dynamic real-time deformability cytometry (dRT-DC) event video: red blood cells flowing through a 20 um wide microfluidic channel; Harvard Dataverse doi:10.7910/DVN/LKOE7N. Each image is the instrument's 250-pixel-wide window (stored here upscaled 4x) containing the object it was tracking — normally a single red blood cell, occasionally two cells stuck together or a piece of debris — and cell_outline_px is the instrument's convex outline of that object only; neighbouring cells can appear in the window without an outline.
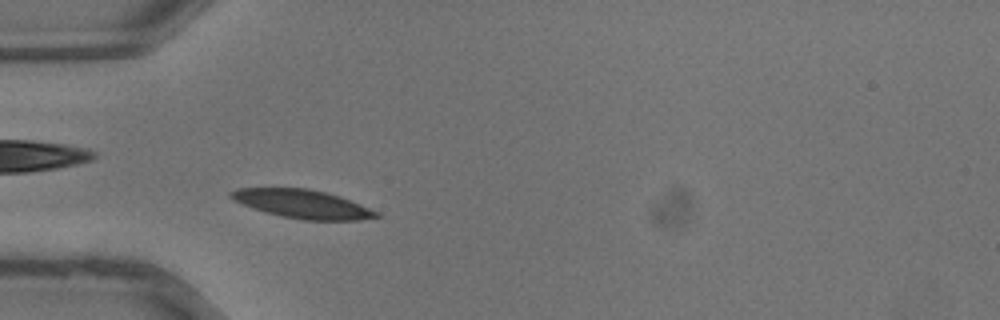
{"species": "common noctule bat (a hibernating species)", "species_latin": "Nyctalus noctula", "temperature_condition": "warm", "stored_images_in_passage": 31, "camera_frame_rate_fps": 3000, "um_per_image_px": 0.085, "animal": {"sex": "male", "body_mass_g": 13.3}, "frame": {"image": 1, "passage_image": 6, "time_ms": 1.667, "image_size_px": [1000, 320], "cell_outline_px": [[380, 216], [360, 220], [304, 220], [280, 216], [264, 212], [252, 208], [232, 200], [228, 196], [228, 192], [240, 188], [308, 188], [340, 196], [380, 212]], "centroid_in_image_um": [25.68, 17.34], "position_along_channel_um": 59.3, "area_um2": 24.28}}
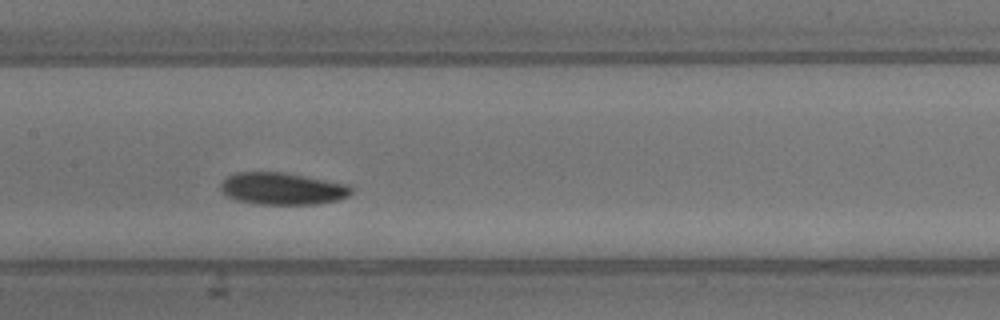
{"frame": {"image": 2, "passage_image": 13, "time_ms": 4.0, "image_size_px": [1000, 320], "cell_outline_px": [[352, 192], [348, 196], [340, 200], [316, 204], [256, 204], [236, 200], [228, 196], [220, 188], [220, 184], [228, 176], [236, 172], [284, 172], [348, 184], [352, 188]], "centroid_in_image_um": [24.02, 16.03], "position_along_channel_um": 183.4, "area_um2": 24.45}}
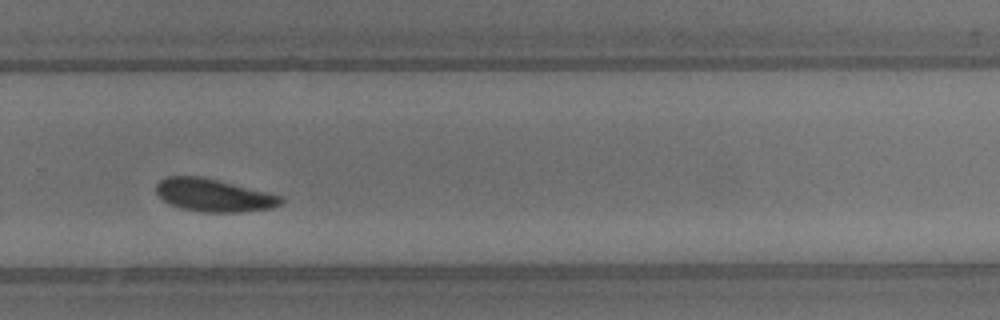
{"frame": {"image": 3, "passage_image": 20, "time_ms": 6.333, "image_size_px": [1000, 320], "cell_outline_px": [[284, 200], [280, 204], [272, 208], [244, 212], [200, 212], [168, 204], [156, 192], [156, 184], [160, 180], [168, 176], [200, 176], [284, 196]], "centroid_in_image_um": [18.18, 16.6], "position_along_channel_um": 311.6, "area_um2": 23.76}}